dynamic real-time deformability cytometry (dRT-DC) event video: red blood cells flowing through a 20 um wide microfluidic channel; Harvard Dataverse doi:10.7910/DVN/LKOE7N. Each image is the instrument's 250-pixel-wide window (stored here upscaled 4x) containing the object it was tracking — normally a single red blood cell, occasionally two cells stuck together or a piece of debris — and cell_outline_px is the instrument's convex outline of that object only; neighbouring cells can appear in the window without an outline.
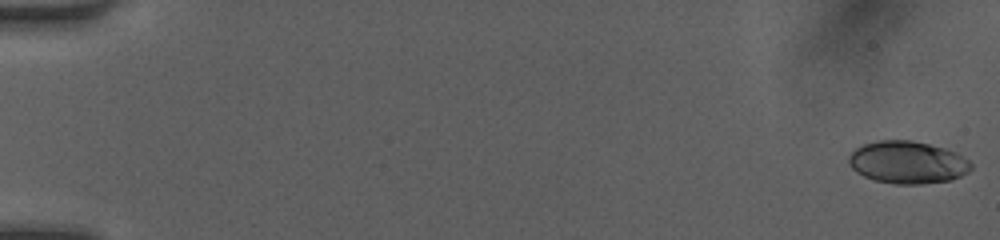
{"species": "human", "species_latin": "Homo sapiens", "temperature_condition": "room temperature", "stored_images_in_passage": 50, "camera_frame_rate_fps": 3000, "um_per_image_px": 0.085, "donor": {"sex": "female"}, "frame": {"image": 1, "passage_image": 1, "time_ms": 0.0, "image_size_px": [1000, 240], "cell_outline_px": [[972, 168], [968, 172], [960, 176], [948, 180], [920, 184], [896, 184], [876, 180], [864, 176], [856, 172], [848, 164], [848, 156], [856, 148], [864, 144], [876, 140], [912, 140], [944, 148], [956, 152], [968, 160], [972, 164]], "centroid_in_image_um": [77.12, 13.79], "position_along_channel_um": 7.9, "area_um2": 30.17}}
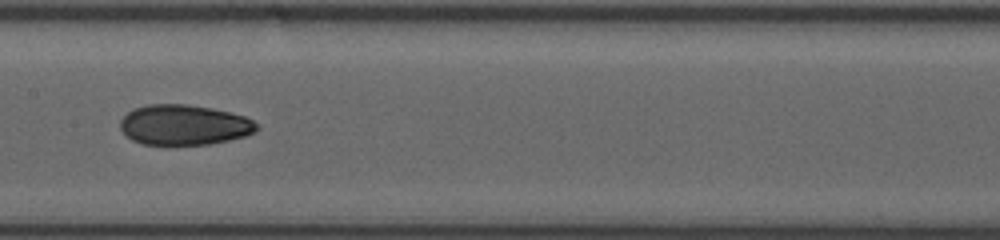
{"frame": {"image": 2, "passage_image": 27, "time_ms": 8.667, "image_size_px": [1000, 240], "cell_outline_px": [[260, 128], [244, 136], [228, 140], [208, 144], [168, 148], [144, 144], [132, 140], [120, 128], [120, 120], [132, 108], [148, 104], [188, 104], [212, 108], [244, 116], [260, 124]], "centroid_in_image_um": [15.62, 10.65], "position_along_channel_um": 191.8, "area_um2": 32.83}}
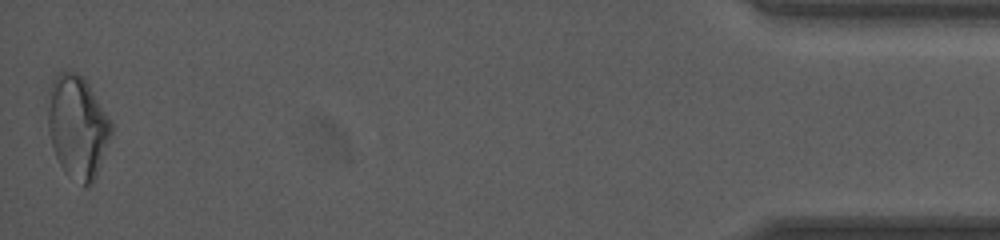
{"frame": {"image": 3, "passage_image": 50, "time_ms": 16.333, "image_size_px": [1000, 240], "cell_outline_px": [[112, 136], [96, 176], [92, 184], [88, 188], [84, 188], [64, 172], [56, 156], [48, 132], [48, 92], [52, 80], [60, 72], [76, 72], [88, 84], [112, 120]], "centroid_in_image_um": [6.6, 10.82], "position_along_channel_um": 428.6, "area_um2": 38.21}, "authors_computed_cell_mechanics": {"area_um2": 31.9056, "velocity_mm_per_s": 4.1806, "shape_relaxation_time_tau1_ms": null, "shape_relaxation_time_tau2_ms": 2.8049, "deformation_change_tau1": null, "deformation_change_tau2": 0.0789}}